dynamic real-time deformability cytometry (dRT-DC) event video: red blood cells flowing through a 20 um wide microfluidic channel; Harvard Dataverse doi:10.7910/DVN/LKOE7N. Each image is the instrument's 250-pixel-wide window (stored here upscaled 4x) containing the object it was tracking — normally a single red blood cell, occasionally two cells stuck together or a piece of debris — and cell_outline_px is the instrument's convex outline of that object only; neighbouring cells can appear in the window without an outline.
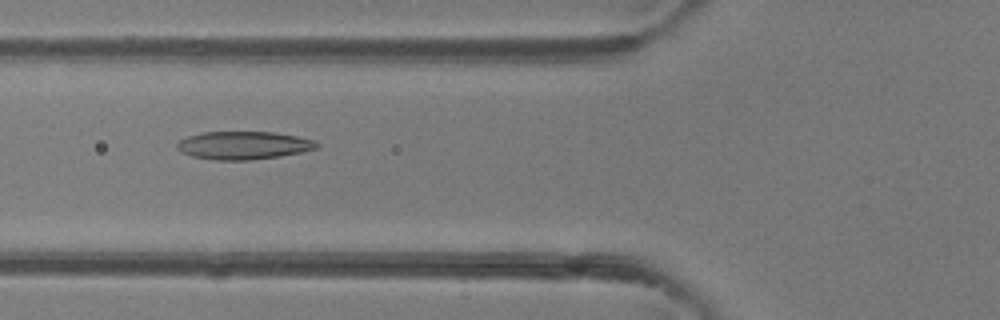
{"species": "common noctule bat (a hibernating species)", "species_latin": "Nyctalus noctula", "temperature_condition": "room temperature", "stored_images_in_passage": 47, "camera_frame_rate_fps": 3000, "um_per_image_px": 0.085, "animal": {"sex": "female"}, "frame": {"image": 1, "passage_image": 18, "time_ms": 5.667, "image_size_px": [1000, 320], "cell_outline_px": [[320, 148], [280, 156], [252, 160], [216, 160], [192, 156], [180, 152], [176, 148], [176, 144], [180, 140], [188, 136], [204, 132], [272, 132], [296, 136], [316, 140], [320, 144]], "centroid_in_image_um": [20.72, 12.36], "position_along_channel_um": 105.1, "area_um2": 22.89}}
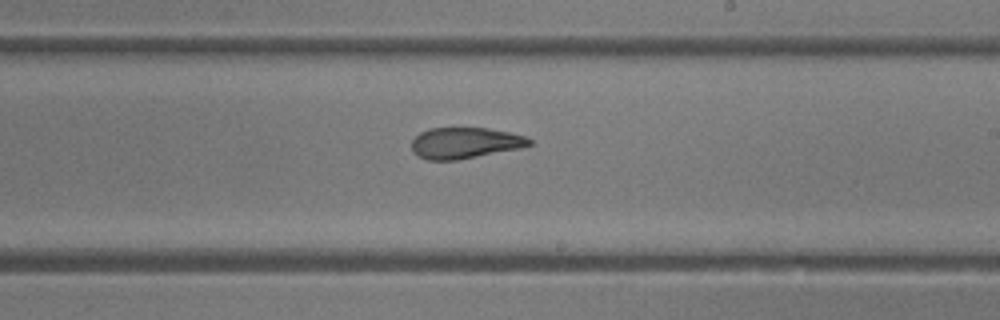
{"frame": {"image": 2, "passage_image": 28, "time_ms": 9.0, "image_size_px": [1000, 320], "cell_outline_px": [[532, 144], [520, 148], [456, 160], [428, 160], [416, 156], [412, 152], [412, 140], [420, 132], [428, 128], [488, 128], [508, 132], [524, 136], [532, 140]], "centroid_in_image_um": [39.48, 12.15], "position_along_channel_um": 249.5, "area_um2": 21.27}}
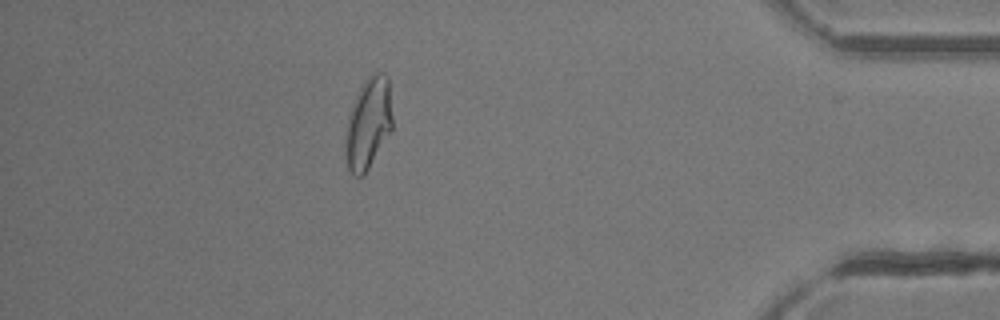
{"frame": {"image": 3, "passage_image": 42, "time_ms": 13.667, "image_size_px": [1000, 320], "cell_outline_px": [[392, 128], [364, 176], [356, 176], [348, 168], [344, 160], [344, 144], [348, 116], [352, 104], [360, 84], [372, 72], [380, 72], [388, 76], [392, 116]], "centroid_in_image_um": [31.27, 10.47], "position_along_channel_um": 403.9, "area_um2": 25.26}, "authors_computed_cell_mechanics": {"area_um2": 23.4668, "velocity_mm_per_s": 4.3239, "shape_relaxation_time_tau1_ms": 7.7268, "shape_relaxation_time_tau2_ms": 1.7406, "deformation_change_tau1": 0.2323, "deformation_change_tau2": 0.0831}}